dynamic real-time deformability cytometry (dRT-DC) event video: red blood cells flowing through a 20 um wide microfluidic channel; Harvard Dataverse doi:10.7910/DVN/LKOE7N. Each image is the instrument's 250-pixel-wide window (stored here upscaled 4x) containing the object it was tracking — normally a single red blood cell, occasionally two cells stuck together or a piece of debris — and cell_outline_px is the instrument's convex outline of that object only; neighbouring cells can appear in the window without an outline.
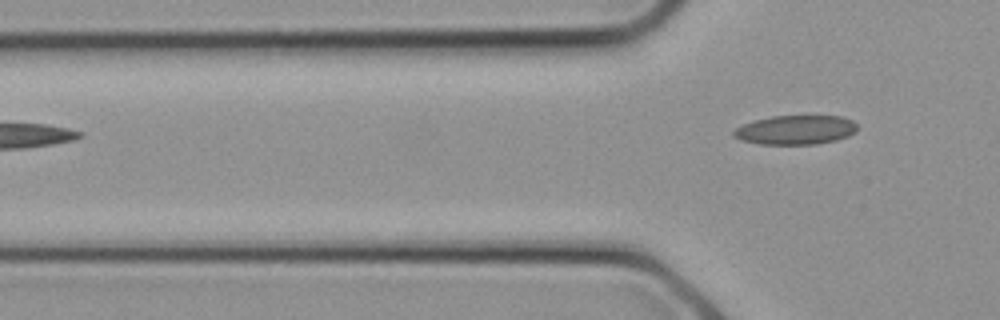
{"species": "common noctule bat (a hibernating species)", "species_latin": "Nyctalus noctula", "temperature_condition": "cold", "stored_images_in_passage": 5, "segment_of_instrument_passage": [2, 2], "camera_frame_rate_fps": 3000, "um_per_image_px": 0.085, "animal": {"sex": "female", "body_mass_g": 21.9}, "frame": {"image": 1, "passage_image": 5, "time_ms": 1.333, "image_size_px": [1000, 320], "cell_outline_px": [[860, 128], [856, 132], [848, 136], [836, 140], [816, 144], [760, 144], [740, 140], [732, 136], [732, 132], [736, 128], [752, 120], [772, 116], [840, 116], [852, 120]], "centroid_in_image_um": [67.63, 11.04], "position_along_channel_um": 58.2, "area_um2": 21.21}}